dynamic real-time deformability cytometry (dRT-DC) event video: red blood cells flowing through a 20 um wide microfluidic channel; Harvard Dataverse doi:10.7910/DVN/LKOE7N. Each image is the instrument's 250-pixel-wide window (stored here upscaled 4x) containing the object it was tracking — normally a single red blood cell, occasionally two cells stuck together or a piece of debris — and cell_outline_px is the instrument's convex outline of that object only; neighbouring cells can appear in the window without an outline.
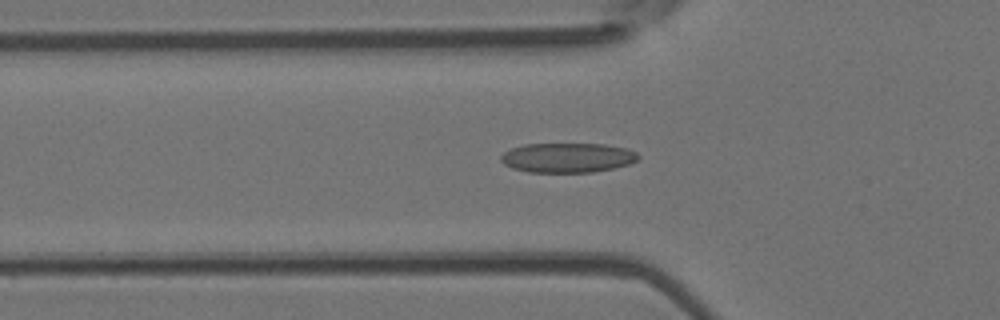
{"species": "Egyptian fruit bat (a non-hibernating species)", "species_latin": "Rousettus aegyptiacus", "temperature_condition": "room temperature", "stored_images_in_passage": 48, "camera_frame_rate_fps": 3000, "um_per_image_px": 0.085, "animal": {"sex": "female"}, "frame": {"image": 1, "passage_image": 14, "time_ms": 4.333, "image_size_px": [1000, 320], "cell_outline_px": [[640, 156], [636, 160], [628, 164], [612, 168], [592, 172], [528, 172], [512, 168], [504, 164], [500, 160], [500, 156], [504, 152], [512, 148], [524, 144], [604, 144], [628, 148], [636, 152]], "centroid_in_image_um": [48.22, 13.4], "position_along_channel_um": 77.6, "area_um2": 23.7}}
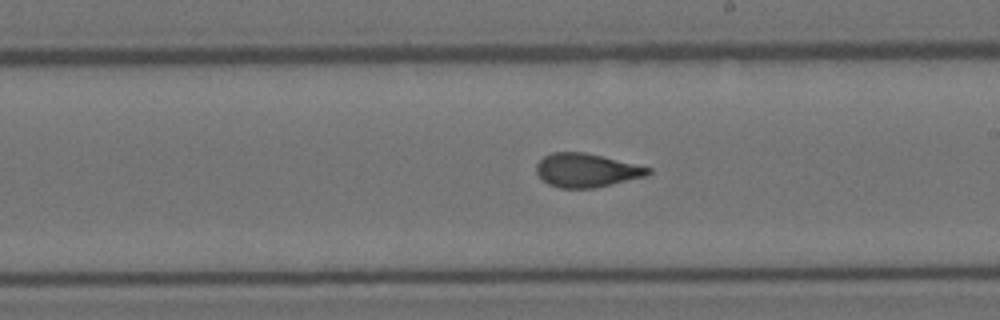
{"frame": {"image": 2, "passage_image": 26, "time_ms": 8.333, "image_size_px": [1000, 320], "cell_outline_px": [[652, 172], [648, 176], [596, 188], [560, 188], [548, 184], [536, 172], [536, 164], [544, 156], [552, 152], [584, 152], [604, 156], [652, 168]], "centroid_in_image_um": [49.89, 14.47], "position_along_channel_um": 239.1, "area_um2": 22.14}}
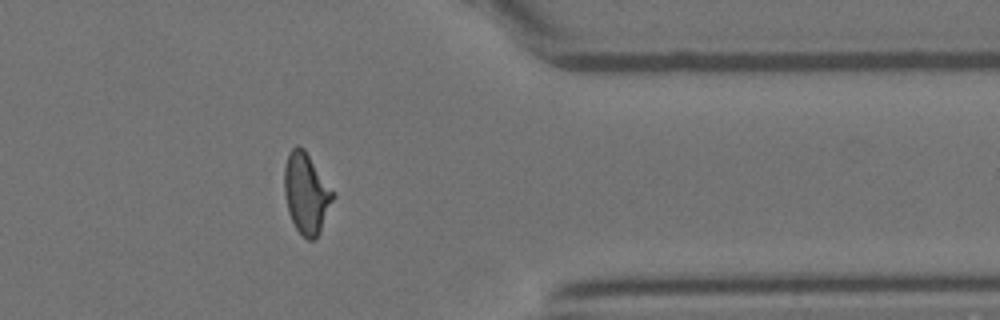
{"frame": {"image": 3, "passage_image": 38, "time_ms": 12.333, "image_size_px": [1000, 320], "cell_outline_px": [[336, 196], [320, 232], [316, 240], [308, 240], [296, 228], [288, 212], [284, 192], [284, 168], [288, 152], [296, 144], [304, 148]], "centroid_in_image_um": [26.03, 16.43], "position_along_channel_um": 385.4, "area_um2": 22.89}, "authors_computed_cell_mechanics": {"area_um2": 22.4264, "velocity_mm_per_s": 4.0153, "shape_relaxation_time_tau1_ms": 6.4845, "shape_relaxation_time_tau2_ms": 1.0199, "deformation_change_tau1": 0.1999, "deformation_change_tau2": 0.0752}}